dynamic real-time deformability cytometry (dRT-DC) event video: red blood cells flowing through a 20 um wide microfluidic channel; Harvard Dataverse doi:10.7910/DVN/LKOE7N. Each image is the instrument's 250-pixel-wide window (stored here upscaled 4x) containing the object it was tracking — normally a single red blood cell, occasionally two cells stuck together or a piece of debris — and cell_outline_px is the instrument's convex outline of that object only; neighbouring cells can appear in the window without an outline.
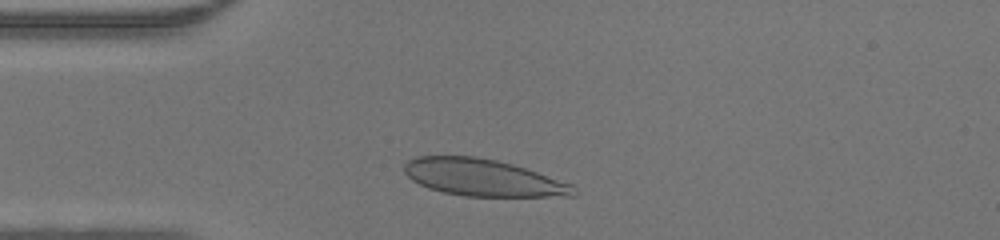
{"species": "human", "species_latin": "Homo sapiens", "temperature_condition": "warm", "stored_images_in_passage": 31, "camera_frame_rate_fps": 3000, "um_per_image_px": 0.085, "donor": {"sex": "male"}, "frame": {"image": 1, "passage_image": 5, "time_ms": 1.333, "image_size_px": [1000, 240], "cell_outline_px": [[580, 192], [576, 196], [464, 196], [444, 192], [428, 188], [412, 180], [404, 172], [404, 164], [408, 160], [416, 156], [476, 156], [496, 160], [512, 164], [572, 184]], "centroid_in_image_um": [41.05, 15.1], "position_along_channel_um": 43.9, "area_um2": 36.36}}
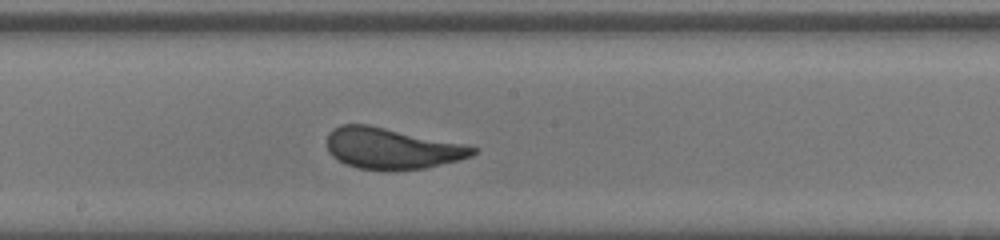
{"frame": {"image": 2, "passage_image": 18, "time_ms": 5.667, "image_size_px": [1000, 240], "cell_outline_px": [[476, 152], [472, 156], [460, 160], [424, 168], [356, 168], [344, 164], [332, 156], [328, 152], [328, 132], [332, 128], [340, 124], [368, 124], [464, 144], [476, 148]], "centroid_in_image_um": [33.26, 12.58], "position_along_channel_um": 214.9, "area_um2": 34.33}}
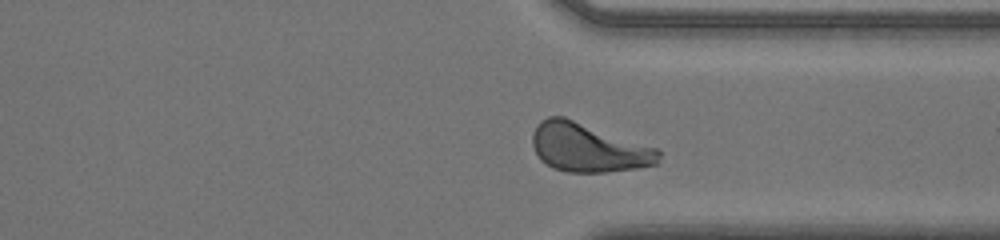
{"frame": {"image": 3, "passage_image": 28, "time_ms": 9.0, "image_size_px": [1000, 240], "cell_outline_px": [[660, 164], [636, 168], [608, 172], [568, 172], [552, 168], [540, 160], [532, 144], [532, 136], [536, 124], [540, 120], [548, 116], [564, 116], [660, 148]], "centroid_in_image_um": [50.04, 12.54], "position_along_channel_um": 361.4, "area_um2": 36.47}}